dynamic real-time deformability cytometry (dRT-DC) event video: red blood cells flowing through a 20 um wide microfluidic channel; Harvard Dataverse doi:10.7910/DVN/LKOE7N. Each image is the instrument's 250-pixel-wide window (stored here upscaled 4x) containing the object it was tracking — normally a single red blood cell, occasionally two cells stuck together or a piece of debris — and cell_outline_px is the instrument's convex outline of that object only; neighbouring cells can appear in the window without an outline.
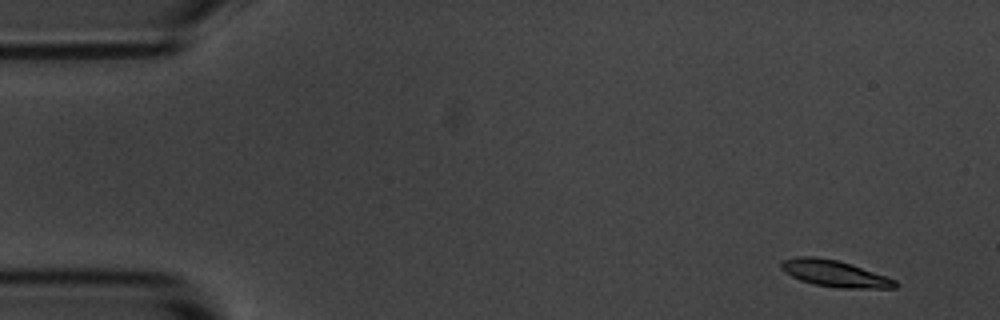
{"species": "common noctule bat (a hibernating species)", "species_latin": "Nyctalus noctula", "temperature_condition": "room temperature", "stored_images_in_passage": 5, "camera_frame_rate_fps": 3000, "um_per_image_px": 0.085, "animal": {"sex": "male", "body_mass_g": 20.1, "forearm_length_mm": 53.5}, "frame": {"image": 1, "passage_image": 1, "time_ms": 0.0, "image_size_px": [1000, 320], "cell_outline_px": [[900, 284], [896, 288], [836, 288], [816, 284], [800, 280], [784, 272], [780, 268], [780, 260], [796, 256], [816, 256], [836, 260], [852, 264], [896, 280]], "centroid_in_image_um": [70.92, 23.24], "position_along_channel_um": 14.1, "area_um2": 17.74}}
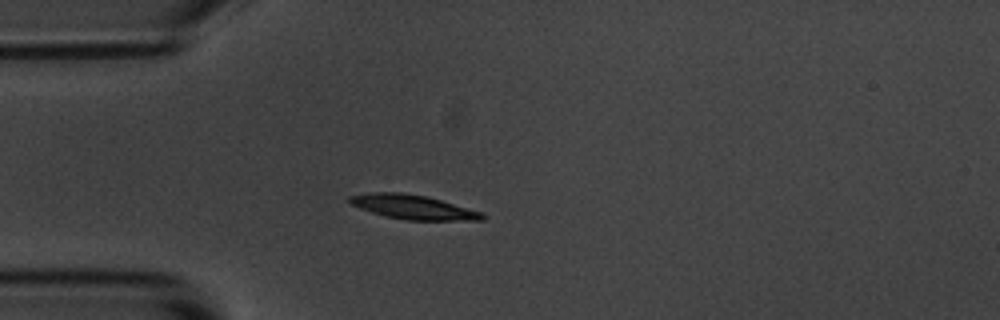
{"frame": {"image": 2, "passage_image": 4, "time_ms": 3.667, "image_size_px": [1000, 320], "cell_outline_px": [[484, 220], [408, 220], [384, 216], [360, 208], [352, 204], [348, 200], [348, 196], [368, 192], [400, 192], [428, 196], [484, 212]], "centroid_in_image_um": [35.12, 17.59], "position_along_channel_um": 49.9, "area_um2": 18.9}}